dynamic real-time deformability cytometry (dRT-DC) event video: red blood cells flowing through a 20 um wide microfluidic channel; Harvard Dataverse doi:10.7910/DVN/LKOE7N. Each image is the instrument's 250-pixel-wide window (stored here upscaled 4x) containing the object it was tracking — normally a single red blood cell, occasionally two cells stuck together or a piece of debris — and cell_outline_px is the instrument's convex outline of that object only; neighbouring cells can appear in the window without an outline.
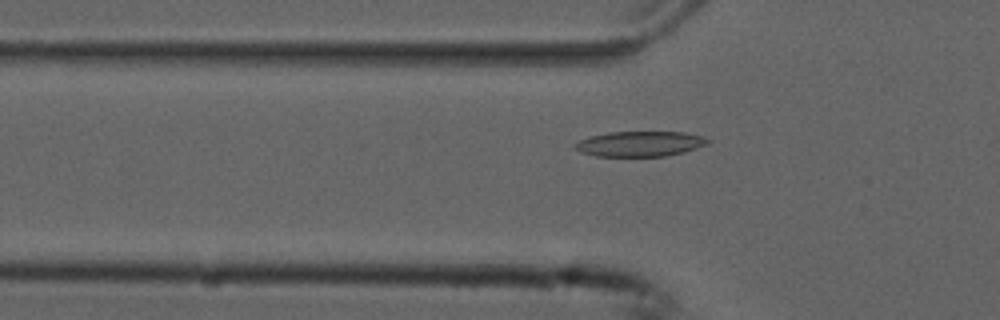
{"species": "common noctule bat (a hibernating species)", "species_latin": "Nyctalus noctula", "temperature_condition": "cold", "stored_images_in_passage": 51, "camera_frame_rate_fps": 3000, "um_per_image_px": 0.085, "animal": {"sex": "male", "forearm_length_mm": 52.5}, "frame": {"image": 1, "passage_image": 18, "time_ms": 5.667, "image_size_px": [1000, 320], "cell_outline_px": [[712, 140], [708, 144], [684, 152], [664, 156], [596, 156], [580, 152], [572, 148], [572, 144], [588, 136], [608, 132], [684, 132], [704, 136]], "centroid_in_image_um": [54.37, 12.22], "position_along_channel_um": 71.4, "area_um2": 19.77}}
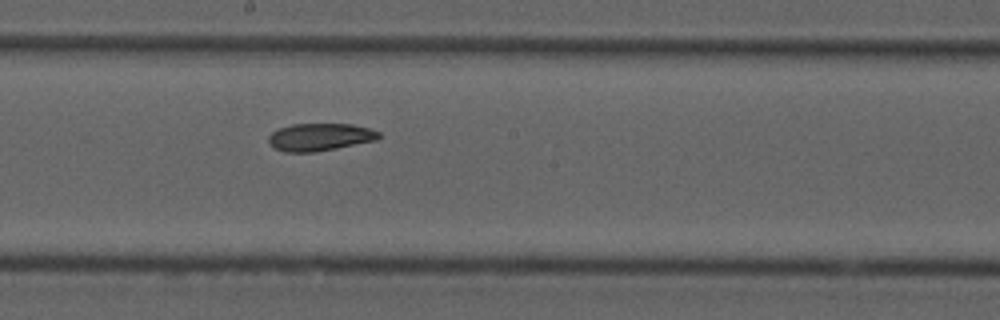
{"frame": {"image": 2, "passage_image": 30, "time_ms": 9.667, "image_size_px": [1000, 320], "cell_outline_px": [[380, 136], [376, 140], [316, 152], [284, 152], [276, 148], [268, 140], [268, 136], [272, 132], [280, 128], [292, 124], [352, 124], [368, 128], [380, 132]], "centroid_in_image_um": [27.19, 11.64], "position_along_channel_um": 221.0, "area_um2": 17.51}}
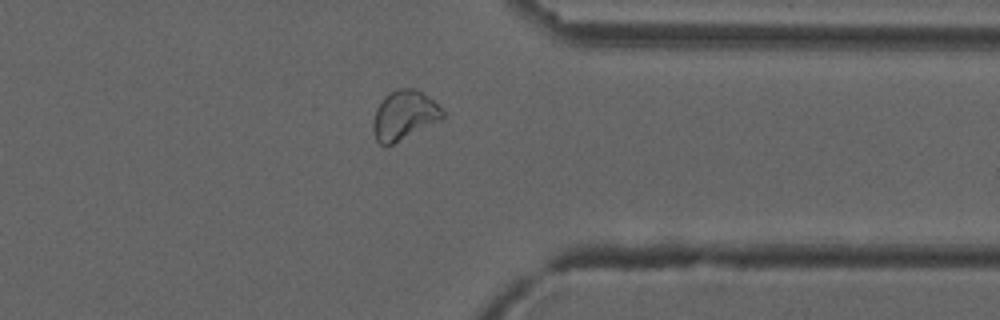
{"frame": {"image": 3, "passage_image": 43, "time_ms": 14.0, "image_size_px": [1000, 320], "cell_outline_px": [[444, 116], [440, 120], [392, 144], [380, 144], [376, 140], [372, 128], [372, 120], [376, 108], [384, 96], [396, 88], [416, 88], [432, 100], [444, 112]], "centroid_in_image_um": [34.31, 9.77], "position_along_channel_um": 377.1, "area_um2": 19.71}}